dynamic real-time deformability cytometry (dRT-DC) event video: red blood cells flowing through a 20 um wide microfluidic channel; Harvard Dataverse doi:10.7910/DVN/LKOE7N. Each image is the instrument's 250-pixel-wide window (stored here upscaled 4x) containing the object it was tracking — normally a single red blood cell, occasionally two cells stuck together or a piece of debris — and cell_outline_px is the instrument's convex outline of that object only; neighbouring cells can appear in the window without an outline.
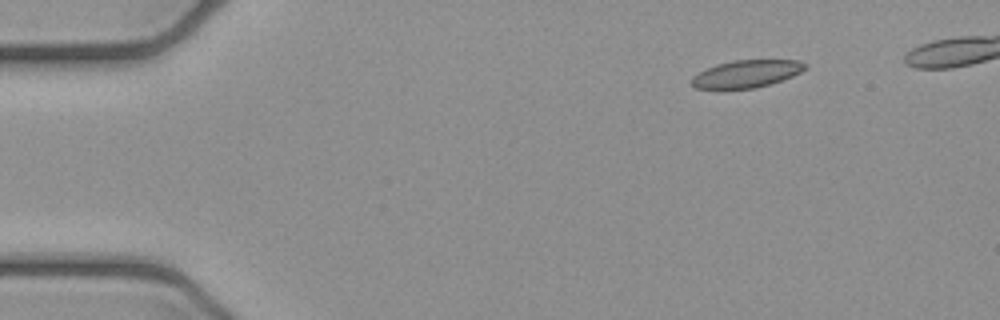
{"species": "common noctule bat (a hibernating species)", "species_latin": "Nyctalus noctula", "temperature_condition": "cold", "stored_images_in_passage": 4, "camera_frame_rate_fps": 3000, "um_per_image_px": 0.085, "animal": {"sex": "female", "body_mass_g": 21.9}, "frame": {"image": 1, "passage_image": 2, "time_ms": 0.333, "image_size_px": [1000, 320], "cell_outline_px": [[808, 68], [792, 76], [756, 88], [696, 88], [692, 84], [692, 76], [716, 64], [736, 60], [800, 60], [808, 64]], "centroid_in_image_um": [63.5, 6.25], "position_along_channel_um": 21.5, "area_um2": 17.86}}